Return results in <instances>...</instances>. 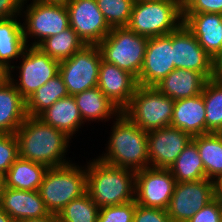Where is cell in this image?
<instances>
[{
	"label": "cell",
	"instance_id": "f1b7e54d",
	"mask_svg": "<svg viewBox=\"0 0 222 222\" xmlns=\"http://www.w3.org/2000/svg\"><path fill=\"white\" fill-rule=\"evenodd\" d=\"M67 96H69L67 87L58 73L26 100L27 115L38 117L57 100Z\"/></svg>",
	"mask_w": 222,
	"mask_h": 222
},
{
	"label": "cell",
	"instance_id": "cb8c5ba5",
	"mask_svg": "<svg viewBox=\"0 0 222 222\" xmlns=\"http://www.w3.org/2000/svg\"><path fill=\"white\" fill-rule=\"evenodd\" d=\"M47 169L44 165L19 157L3 175L5 187L36 191L39 189Z\"/></svg>",
	"mask_w": 222,
	"mask_h": 222
},
{
	"label": "cell",
	"instance_id": "8992f818",
	"mask_svg": "<svg viewBox=\"0 0 222 222\" xmlns=\"http://www.w3.org/2000/svg\"><path fill=\"white\" fill-rule=\"evenodd\" d=\"M148 39L127 27H113L97 46L103 61L114 64L138 78Z\"/></svg>",
	"mask_w": 222,
	"mask_h": 222
},
{
	"label": "cell",
	"instance_id": "83f0119b",
	"mask_svg": "<svg viewBox=\"0 0 222 222\" xmlns=\"http://www.w3.org/2000/svg\"><path fill=\"white\" fill-rule=\"evenodd\" d=\"M169 170L176 182L197 181L206 178L202 159L192 140L169 167Z\"/></svg>",
	"mask_w": 222,
	"mask_h": 222
},
{
	"label": "cell",
	"instance_id": "d6986e66",
	"mask_svg": "<svg viewBox=\"0 0 222 222\" xmlns=\"http://www.w3.org/2000/svg\"><path fill=\"white\" fill-rule=\"evenodd\" d=\"M1 209L15 222L19 220L41 218L50 212L46 209L38 190L25 191L5 187Z\"/></svg>",
	"mask_w": 222,
	"mask_h": 222
},
{
	"label": "cell",
	"instance_id": "74e56055",
	"mask_svg": "<svg viewBox=\"0 0 222 222\" xmlns=\"http://www.w3.org/2000/svg\"><path fill=\"white\" fill-rule=\"evenodd\" d=\"M182 13H215L222 14V0H189Z\"/></svg>",
	"mask_w": 222,
	"mask_h": 222
},
{
	"label": "cell",
	"instance_id": "4dcf8cb0",
	"mask_svg": "<svg viewBox=\"0 0 222 222\" xmlns=\"http://www.w3.org/2000/svg\"><path fill=\"white\" fill-rule=\"evenodd\" d=\"M206 108L205 134L222 132V82L214 79L206 81L203 91Z\"/></svg>",
	"mask_w": 222,
	"mask_h": 222
},
{
	"label": "cell",
	"instance_id": "d4e9b609",
	"mask_svg": "<svg viewBox=\"0 0 222 222\" xmlns=\"http://www.w3.org/2000/svg\"><path fill=\"white\" fill-rule=\"evenodd\" d=\"M74 96L83 122L109 119L111 116H116L121 111L106 97L99 89L94 87L83 92L77 93Z\"/></svg>",
	"mask_w": 222,
	"mask_h": 222
},
{
	"label": "cell",
	"instance_id": "ba28073f",
	"mask_svg": "<svg viewBox=\"0 0 222 222\" xmlns=\"http://www.w3.org/2000/svg\"><path fill=\"white\" fill-rule=\"evenodd\" d=\"M101 60L97 45H85L70 58L60 61L59 74L69 95L97 87Z\"/></svg>",
	"mask_w": 222,
	"mask_h": 222
},
{
	"label": "cell",
	"instance_id": "e575fe53",
	"mask_svg": "<svg viewBox=\"0 0 222 222\" xmlns=\"http://www.w3.org/2000/svg\"><path fill=\"white\" fill-rule=\"evenodd\" d=\"M18 158L19 143L15 133H0V175L3 176Z\"/></svg>",
	"mask_w": 222,
	"mask_h": 222
},
{
	"label": "cell",
	"instance_id": "d590c367",
	"mask_svg": "<svg viewBox=\"0 0 222 222\" xmlns=\"http://www.w3.org/2000/svg\"><path fill=\"white\" fill-rule=\"evenodd\" d=\"M222 200L216 197L195 213L187 222H221Z\"/></svg>",
	"mask_w": 222,
	"mask_h": 222
},
{
	"label": "cell",
	"instance_id": "ac0fdd59",
	"mask_svg": "<svg viewBox=\"0 0 222 222\" xmlns=\"http://www.w3.org/2000/svg\"><path fill=\"white\" fill-rule=\"evenodd\" d=\"M184 26L212 58L222 51V14L182 13Z\"/></svg>",
	"mask_w": 222,
	"mask_h": 222
},
{
	"label": "cell",
	"instance_id": "836d02e7",
	"mask_svg": "<svg viewBox=\"0 0 222 222\" xmlns=\"http://www.w3.org/2000/svg\"><path fill=\"white\" fill-rule=\"evenodd\" d=\"M136 201L99 208L97 222H133Z\"/></svg>",
	"mask_w": 222,
	"mask_h": 222
},
{
	"label": "cell",
	"instance_id": "4fadbf2b",
	"mask_svg": "<svg viewBox=\"0 0 222 222\" xmlns=\"http://www.w3.org/2000/svg\"><path fill=\"white\" fill-rule=\"evenodd\" d=\"M70 27L85 45H98L111 31L96 0H69Z\"/></svg>",
	"mask_w": 222,
	"mask_h": 222
},
{
	"label": "cell",
	"instance_id": "5bb4252c",
	"mask_svg": "<svg viewBox=\"0 0 222 222\" xmlns=\"http://www.w3.org/2000/svg\"><path fill=\"white\" fill-rule=\"evenodd\" d=\"M172 49L175 69L197 71L207 80L212 79V58L183 23L172 32Z\"/></svg>",
	"mask_w": 222,
	"mask_h": 222
},
{
	"label": "cell",
	"instance_id": "7dc6e473",
	"mask_svg": "<svg viewBox=\"0 0 222 222\" xmlns=\"http://www.w3.org/2000/svg\"><path fill=\"white\" fill-rule=\"evenodd\" d=\"M189 0H177V2L179 3V5L181 7H183Z\"/></svg>",
	"mask_w": 222,
	"mask_h": 222
},
{
	"label": "cell",
	"instance_id": "bcb514c9",
	"mask_svg": "<svg viewBox=\"0 0 222 222\" xmlns=\"http://www.w3.org/2000/svg\"><path fill=\"white\" fill-rule=\"evenodd\" d=\"M4 188H5L4 178H3V176L0 175V208H1Z\"/></svg>",
	"mask_w": 222,
	"mask_h": 222
},
{
	"label": "cell",
	"instance_id": "8fae6325",
	"mask_svg": "<svg viewBox=\"0 0 222 222\" xmlns=\"http://www.w3.org/2000/svg\"><path fill=\"white\" fill-rule=\"evenodd\" d=\"M24 13L26 19L25 26L23 25V34L26 44L28 43V35L39 39L37 42H33L31 46H38L47 37L59 34L70 27L66 5L33 1Z\"/></svg>",
	"mask_w": 222,
	"mask_h": 222
},
{
	"label": "cell",
	"instance_id": "ee69618b",
	"mask_svg": "<svg viewBox=\"0 0 222 222\" xmlns=\"http://www.w3.org/2000/svg\"><path fill=\"white\" fill-rule=\"evenodd\" d=\"M0 222H15L4 210L0 208Z\"/></svg>",
	"mask_w": 222,
	"mask_h": 222
},
{
	"label": "cell",
	"instance_id": "7c38bea8",
	"mask_svg": "<svg viewBox=\"0 0 222 222\" xmlns=\"http://www.w3.org/2000/svg\"><path fill=\"white\" fill-rule=\"evenodd\" d=\"M175 184V178L169 169L148 167L136 171V204L167 210Z\"/></svg>",
	"mask_w": 222,
	"mask_h": 222
},
{
	"label": "cell",
	"instance_id": "d6a6232c",
	"mask_svg": "<svg viewBox=\"0 0 222 222\" xmlns=\"http://www.w3.org/2000/svg\"><path fill=\"white\" fill-rule=\"evenodd\" d=\"M96 3L111 28L128 25L134 0H96Z\"/></svg>",
	"mask_w": 222,
	"mask_h": 222
},
{
	"label": "cell",
	"instance_id": "7402d4cb",
	"mask_svg": "<svg viewBox=\"0 0 222 222\" xmlns=\"http://www.w3.org/2000/svg\"><path fill=\"white\" fill-rule=\"evenodd\" d=\"M26 100L11 80L0 87V133L14 134L27 118Z\"/></svg>",
	"mask_w": 222,
	"mask_h": 222
},
{
	"label": "cell",
	"instance_id": "603a6c76",
	"mask_svg": "<svg viewBox=\"0 0 222 222\" xmlns=\"http://www.w3.org/2000/svg\"><path fill=\"white\" fill-rule=\"evenodd\" d=\"M44 123L61 130L68 137H72L83 124L74 96L69 95L57 100L39 116Z\"/></svg>",
	"mask_w": 222,
	"mask_h": 222
},
{
	"label": "cell",
	"instance_id": "277c9868",
	"mask_svg": "<svg viewBox=\"0 0 222 222\" xmlns=\"http://www.w3.org/2000/svg\"><path fill=\"white\" fill-rule=\"evenodd\" d=\"M83 168L69 163L47 169L38 192L50 213L57 214L70 201L87 193V171Z\"/></svg>",
	"mask_w": 222,
	"mask_h": 222
},
{
	"label": "cell",
	"instance_id": "ffe728a7",
	"mask_svg": "<svg viewBox=\"0 0 222 222\" xmlns=\"http://www.w3.org/2000/svg\"><path fill=\"white\" fill-rule=\"evenodd\" d=\"M206 108L202 93L175 100L171 126L178 128L191 137L205 134Z\"/></svg>",
	"mask_w": 222,
	"mask_h": 222
},
{
	"label": "cell",
	"instance_id": "4316f807",
	"mask_svg": "<svg viewBox=\"0 0 222 222\" xmlns=\"http://www.w3.org/2000/svg\"><path fill=\"white\" fill-rule=\"evenodd\" d=\"M202 159L206 178L216 182L222 177V133L192 137Z\"/></svg>",
	"mask_w": 222,
	"mask_h": 222
},
{
	"label": "cell",
	"instance_id": "52a82bcc",
	"mask_svg": "<svg viewBox=\"0 0 222 222\" xmlns=\"http://www.w3.org/2000/svg\"><path fill=\"white\" fill-rule=\"evenodd\" d=\"M175 101L154 86L138 85L130 104L122 111L145 131L171 126Z\"/></svg>",
	"mask_w": 222,
	"mask_h": 222
},
{
	"label": "cell",
	"instance_id": "e0dca14e",
	"mask_svg": "<svg viewBox=\"0 0 222 222\" xmlns=\"http://www.w3.org/2000/svg\"><path fill=\"white\" fill-rule=\"evenodd\" d=\"M97 86L122 112L130 104L138 83L130 72L101 60Z\"/></svg>",
	"mask_w": 222,
	"mask_h": 222
},
{
	"label": "cell",
	"instance_id": "2e32d148",
	"mask_svg": "<svg viewBox=\"0 0 222 222\" xmlns=\"http://www.w3.org/2000/svg\"><path fill=\"white\" fill-rule=\"evenodd\" d=\"M191 140L189 134L172 126L148 131L150 167L169 169Z\"/></svg>",
	"mask_w": 222,
	"mask_h": 222
},
{
	"label": "cell",
	"instance_id": "b9f144b4",
	"mask_svg": "<svg viewBox=\"0 0 222 222\" xmlns=\"http://www.w3.org/2000/svg\"><path fill=\"white\" fill-rule=\"evenodd\" d=\"M10 80V69L0 62V87Z\"/></svg>",
	"mask_w": 222,
	"mask_h": 222
},
{
	"label": "cell",
	"instance_id": "1f68e13d",
	"mask_svg": "<svg viewBox=\"0 0 222 222\" xmlns=\"http://www.w3.org/2000/svg\"><path fill=\"white\" fill-rule=\"evenodd\" d=\"M99 208L88 193L70 201L57 213L58 222H97Z\"/></svg>",
	"mask_w": 222,
	"mask_h": 222
},
{
	"label": "cell",
	"instance_id": "f6af8a7d",
	"mask_svg": "<svg viewBox=\"0 0 222 222\" xmlns=\"http://www.w3.org/2000/svg\"><path fill=\"white\" fill-rule=\"evenodd\" d=\"M216 197L222 200V177L216 181Z\"/></svg>",
	"mask_w": 222,
	"mask_h": 222
},
{
	"label": "cell",
	"instance_id": "5b68a950",
	"mask_svg": "<svg viewBox=\"0 0 222 222\" xmlns=\"http://www.w3.org/2000/svg\"><path fill=\"white\" fill-rule=\"evenodd\" d=\"M183 22L182 7L177 0L134 2L129 30L147 38L168 35Z\"/></svg>",
	"mask_w": 222,
	"mask_h": 222
},
{
	"label": "cell",
	"instance_id": "f546056e",
	"mask_svg": "<svg viewBox=\"0 0 222 222\" xmlns=\"http://www.w3.org/2000/svg\"><path fill=\"white\" fill-rule=\"evenodd\" d=\"M84 46V42L77 33L71 27H68L59 34L47 37L37 47L52 59L60 62L70 58Z\"/></svg>",
	"mask_w": 222,
	"mask_h": 222
},
{
	"label": "cell",
	"instance_id": "c3c4849f",
	"mask_svg": "<svg viewBox=\"0 0 222 222\" xmlns=\"http://www.w3.org/2000/svg\"><path fill=\"white\" fill-rule=\"evenodd\" d=\"M139 1H157V0H134V2H139Z\"/></svg>",
	"mask_w": 222,
	"mask_h": 222
},
{
	"label": "cell",
	"instance_id": "6da1fadb",
	"mask_svg": "<svg viewBox=\"0 0 222 222\" xmlns=\"http://www.w3.org/2000/svg\"><path fill=\"white\" fill-rule=\"evenodd\" d=\"M15 135L19 143V157L54 168L67 165L65 153L69 146L64 132L44 123L38 117L27 116ZM63 159V160H62Z\"/></svg>",
	"mask_w": 222,
	"mask_h": 222
},
{
	"label": "cell",
	"instance_id": "ab89813d",
	"mask_svg": "<svg viewBox=\"0 0 222 222\" xmlns=\"http://www.w3.org/2000/svg\"><path fill=\"white\" fill-rule=\"evenodd\" d=\"M212 79L222 82V51L213 59Z\"/></svg>",
	"mask_w": 222,
	"mask_h": 222
},
{
	"label": "cell",
	"instance_id": "8d00e7d4",
	"mask_svg": "<svg viewBox=\"0 0 222 222\" xmlns=\"http://www.w3.org/2000/svg\"><path fill=\"white\" fill-rule=\"evenodd\" d=\"M133 222H173L167 210L136 204Z\"/></svg>",
	"mask_w": 222,
	"mask_h": 222
},
{
	"label": "cell",
	"instance_id": "44dd1931",
	"mask_svg": "<svg viewBox=\"0 0 222 222\" xmlns=\"http://www.w3.org/2000/svg\"><path fill=\"white\" fill-rule=\"evenodd\" d=\"M206 81L197 71L175 69L154 87L175 101L201 94Z\"/></svg>",
	"mask_w": 222,
	"mask_h": 222
},
{
	"label": "cell",
	"instance_id": "30bf717a",
	"mask_svg": "<svg viewBox=\"0 0 222 222\" xmlns=\"http://www.w3.org/2000/svg\"><path fill=\"white\" fill-rule=\"evenodd\" d=\"M21 58H23L19 71V82H14L13 74L10 80L17 91L27 100L37 89L46 84L59 73V61L52 59L37 46H27Z\"/></svg>",
	"mask_w": 222,
	"mask_h": 222
},
{
	"label": "cell",
	"instance_id": "f35d334b",
	"mask_svg": "<svg viewBox=\"0 0 222 222\" xmlns=\"http://www.w3.org/2000/svg\"><path fill=\"white\" fill-rule=\"evenodd\" d=\"M25 1L26 0H0V19L17 17L21 13Z\"/></svg>",
	"mask_w": 222,
	"mask_h": 222
},
{
	"label": "cell",
	"instance_id": "9a60e30c",
	"mask_svg": "<svg viewBox=\"0 0 222 222\" xmlns=\"http://www.w3.org/2000/svg\"><path fill=\"white\" fill-rule=\"evenodd\" d=\"M173 70L172 32L149 38L138 85L155 86Z\"/></svg>",
	"mask_w": 222,
	"mask_h": 222
},
{
	"label": "cell",
	"instance_id": "484cf974",
	"mask_svg": "<svg viewBox=\"0 0 222 222\" xmlns=\"http://www.w3.org/2000/svg\"><path fill=\"white\" fill-rule=\"evenodd\" d=\"M17 17L0 19V62L10 69V73L15 66L10 65V59L21 57L26 44L23 34V24L15 19Z\"/></svg>",
	"mask_w": 222,
	"mask_h": 222
},
{
	"label": "cell",
	"instance_id": "9c48e42d",
	"mask_svg": "<svg viewBox=\"0 0 222 222\" xmlns=\"http://www.w3.org/2000/svg\"><path fill=\"white\" fill-rule=\"evenodd\" d=\"M216 198V182L207 178L176 182L167 212L173 222H187Z\"/></svg>",
	"mask_w": 222,
	"mask_h": 222
},
{
	"label": "cell",
	"instance_id": "7bdbcfd3",
	"mask_svg": "<svg viewBox=\"0 0 222 222\" xmlns=\"http://www.w3.org/2000/svg\"><path fill=\"white\" fill-rule=\"evenodd\" d=\"M44 4H62L66 5L69 0H33Z\"/></svg>",
	"mask_w": 222,
	"mask_h": 222
},
{
	"label": "cell",
	"instance_id": "3957f363",
	"mask_svg": "<svg viewBox=\"0 0 222 222\" xmlns=\"http://www.w3.org/2000/svg\"><path fill=\"white\" fill-rule=\"evenodd\" d=\"M86 171L87 193L98 208L135 201V171L99 158L88 163Z\"/></svg>",
	"mask_w": 222,
	"mask_h": 222
},
{
	"label": "cell",
	"instance_id": "60d3db41",
	"mask_svg": "<svg viewBox=\"0 0 222 222\" xmlns=\"http://www.w3.org/2000/svg\"><path fill=\"white\" fill-rule=\"evenodd\" d=\"M16 222H58V216L55 213H49L48 215L41 218L19 220Z\"/></svg>",
	"mask_w": 222,
	"mask_h": 222
},
{
	"label": "cell",
	"instance_id": "7a4b0ae2",
	"mask_svg": "<svg viewBox=\"0 0 222 222\" xmlns=\"http://www.w3.org/2000/svg\"><path fill=\"white\" fill-rule=\"evenodd\" d=\"M108 147L99 159L107 164L139 171L150 167L148 132L139 128L122 112L116 116Z\"/></svg>",
	"mask_w": 222,
	"mask_h": 222
}]
</instances>
